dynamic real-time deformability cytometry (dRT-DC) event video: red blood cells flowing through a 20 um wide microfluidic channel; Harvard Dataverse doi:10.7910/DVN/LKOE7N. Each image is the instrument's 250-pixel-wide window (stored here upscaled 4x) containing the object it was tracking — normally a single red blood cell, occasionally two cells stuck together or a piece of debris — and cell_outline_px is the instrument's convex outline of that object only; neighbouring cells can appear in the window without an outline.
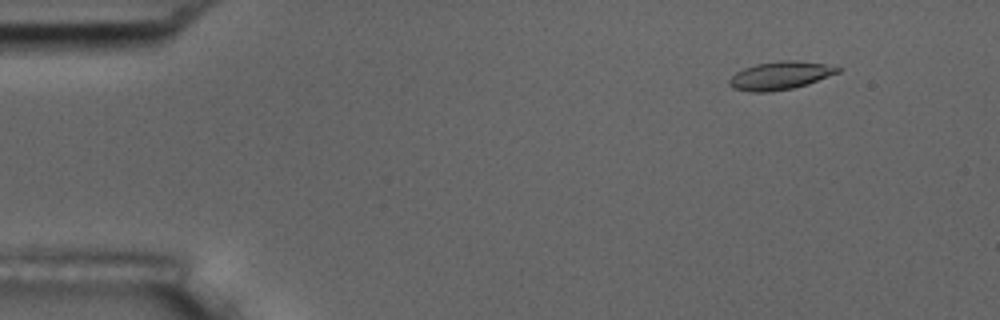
{"species": "common noctule bat (a hibernating species)", "species_latin": "Nyctalus noctula", "temperature_condition": "room temperature", "stored_images_in_passage": 5, "camera_frame_rate_fps": 3000, "um_per_image_px": 0.085, "animal": {"sex": "male", "body_mass_g": 17.5, "forearm_length_mm": 52.3}, "frame": {"image": 1, "passage_image": 2, "time_ms": 1.0, "image_size_px": [1000, 320], "cell_outline_px": [[840, 72], [808, 84], [792, 88], [772, 92], [748, 92], [732, 88], [728, 84], [728, 80], [736, 72], [744, 68], [756, 64], [780, 60], [796, 60], [824, 64], [840, 68]], "centroid_in_image_um": [66.28, 6.43], "position_along_channel_um": 18.7, "area_um2": 17.8}}
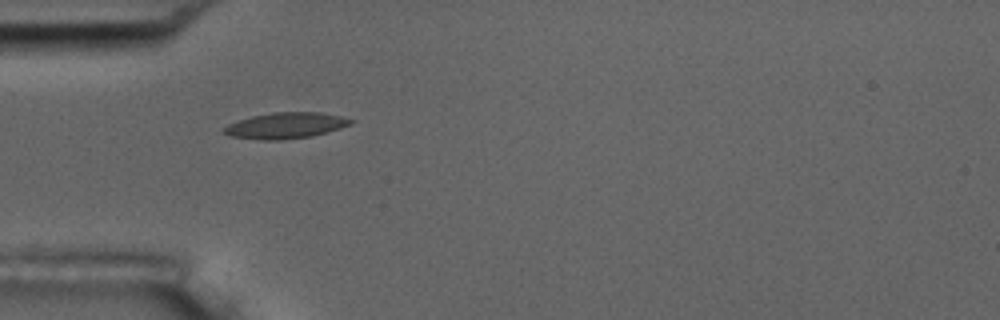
{"frame": {"image": 2, "passage_image": 5, "time_ms": 4.667, "image_size_px": [1000, 320], "cell_outline_px": [[356, 120], [352, 124], [340, 128], [312, 136], [280, 140], [264, 140], [232, 136], [220, 132], [228, 124], [252, 116], [272, 112], [320, 112], [340, 116]], "centroid_in_image_um": [24.3, 10.66], "position_along_channel_um": 60.7, "area_um2": 19.13}}